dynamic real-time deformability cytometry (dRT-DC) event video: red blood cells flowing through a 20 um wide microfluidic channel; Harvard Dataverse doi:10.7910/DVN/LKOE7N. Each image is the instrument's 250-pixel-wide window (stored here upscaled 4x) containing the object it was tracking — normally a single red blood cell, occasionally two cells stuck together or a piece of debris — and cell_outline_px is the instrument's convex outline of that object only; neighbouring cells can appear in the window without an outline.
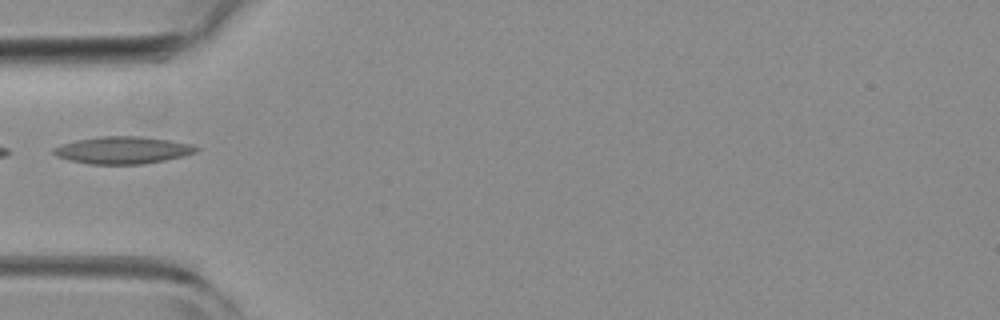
{"species": "common noctule bat (a hibernating species)", "species_latin": "Nyctalus noctula", "temperature_condition": "room temperature", "stored_images_in_passage": 6, "camera_frame_rate_fps": 3000, "um_per_image_px": 0.085, "animal": {"sex": "female", "body_mass_g": 19.3, "forearm_length_mm": 54.1}, "frame": {"image": 1, "passage_image": 5, "time_ms": 1.333, "image_size_px": [1000, 320], "cell_outline_px": [[200, 148], [196, 152], [184, 156], [144, 164], [88, 164], [68, 160], [56, 156], [52, 152], [52, 148], [76, 140], [100, 136], [140, 136], [168, 140], [192, 144]], "centroid_in_image_um": [10.43, 12.76], "position_along_channel_um": 74.6, "area_um2": 22.66}}
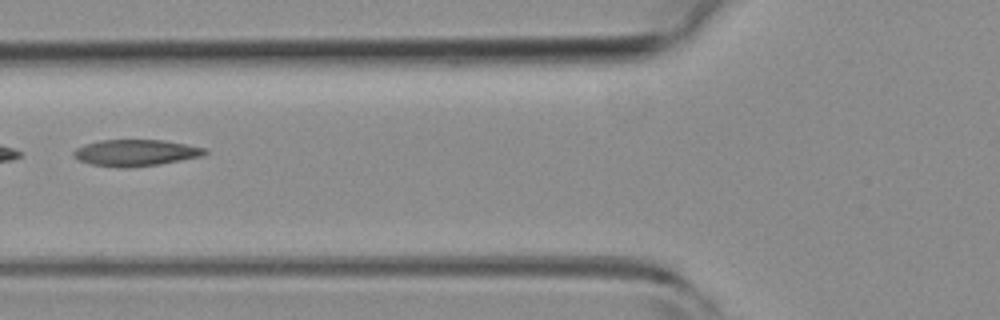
{"frame": {"image": 2, "passage_image": 6, "time_ms": 1.667, "image_size_px": [1000, 320], "cell_outline_px": [[208, 152], [200, 156], [160, 164], [128, 168], [116, 168], [92, 164], [80, 160], [72, 156], [72, 152], [76, 148], [84, 144], [100, 140], [164, 140], [204, 148]], "centroid_in_image_um": [11.47, 12.99], "position_along_channel_um": 114.3, "area_um2": 20.17}}